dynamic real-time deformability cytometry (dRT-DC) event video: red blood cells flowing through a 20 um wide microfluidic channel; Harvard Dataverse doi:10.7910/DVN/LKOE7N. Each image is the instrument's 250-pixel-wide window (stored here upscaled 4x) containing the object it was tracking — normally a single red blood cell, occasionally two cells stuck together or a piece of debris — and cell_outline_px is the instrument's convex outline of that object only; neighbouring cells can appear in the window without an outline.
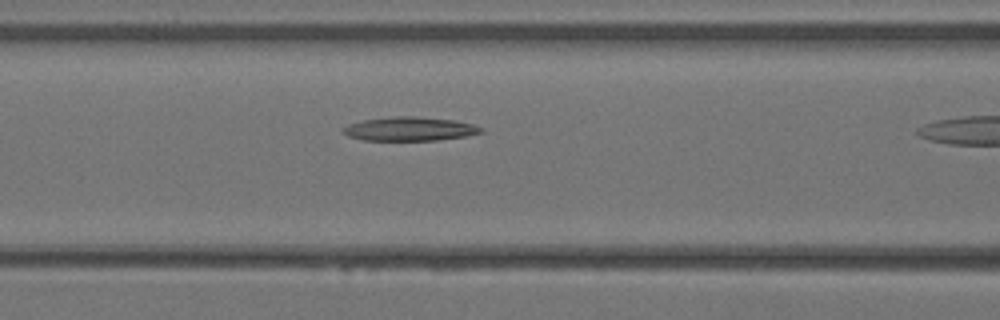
{"species": "Egyptian fruit bat (a non-hibernating species)", "species_latin": "Rousettus aegyptiacus", "temperature_condition": "warm", "stored_images_in_passage": 6, "camera_frame_rate_fps": 3000, "um_per_image_px": 0.085, "animal": {"sex": "female"}, "frame": {"image": 1, "passage_image": 5, "time_ms": 1.333, "image_size_px": [1000, 320], "cell_outline_px": [[484, 132], [468, 136], [440, 140], [364, 140], [348, 136], [344, 132], [344, 128], [348, 124], [364, 120], [396, 116], [416, 116], [456, 120], [472, 124], [484, 128]], "centroid_in_image_um": [34.9, 10.96], "position_along_channel_um": 131.7, "area_um2": 19.19}}